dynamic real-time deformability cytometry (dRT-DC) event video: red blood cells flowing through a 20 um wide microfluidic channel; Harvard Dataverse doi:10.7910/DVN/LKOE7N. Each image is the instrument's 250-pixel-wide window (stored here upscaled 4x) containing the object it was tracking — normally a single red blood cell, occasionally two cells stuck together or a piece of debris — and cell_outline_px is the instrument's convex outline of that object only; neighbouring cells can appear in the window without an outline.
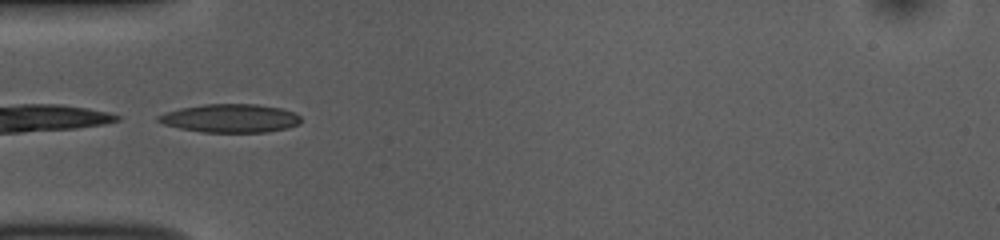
{"species": "common noctule bat (a hibernating species)", "species_latin": "Nyctalus noctula", "temperature_condition": "room temperature", "stored_images_in_passage": 21, "camera_frame_rate_fps": 3000, "um_per_image_px": 0.085, "animal": {"sex": "female", "body_mass_g": 10.0, "forearm_length_mm": 53.1}, "frame": {"image": 1, "passage_image": 1, "time_ms": 0.0, "image_size_px": [1000, 240], "cell_outline_px": [[300, 124], [288, 128], [268, 132], [204, 132], [180, 128], [164, 124], [156, 120], [156, 116], [164, 112], [180, 108], [204, 104], [256, 104], [280, 108], [296, 112], [300, 116]], "centroid_in_image_um": [19.59, 10.05], "position_along_channel_um": 65.4, "area_um2": 23.76}}
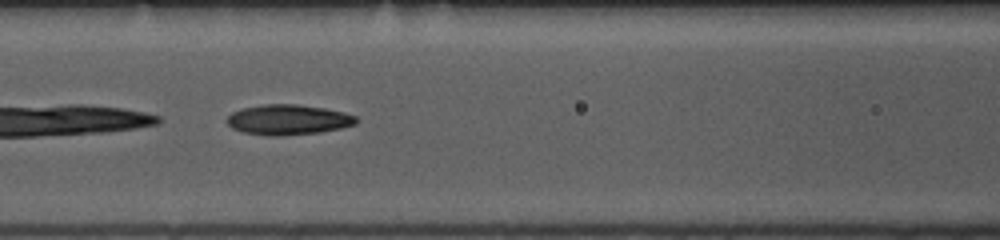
{"frame": {"image": 2, "passage_image": 7, "time_ms": 2.0, "image_size_px": [1000, 240], "cell_outline_px": [[360, 120], [356, 124], [340, 128], [320, 132], [272, 136], [244, 132], [232, 128], [228, 124], [228, 116], [232, 112], [244, 108], [264, 104], [296, 104], [324, 108], [344, 112], [356, 116]], "centroid_in_image_um": [24.53, 10.17], "position_along_channel_um": 142.1, "area_um2": 22.54}}
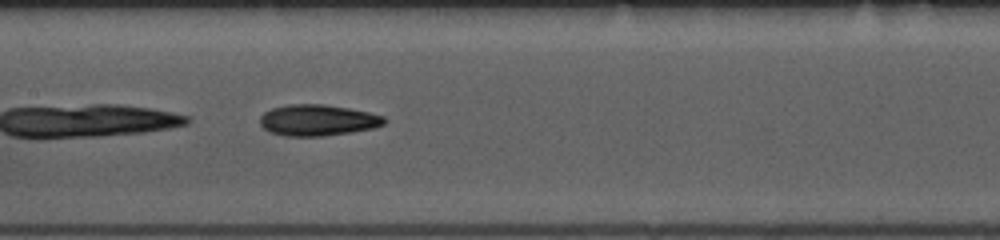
{"frame": {"image": 3, "passage_image": 10, "time_ms": 3.0, "image_size_px": [1000, 240], "cell_outline_px": [[388, 120], [384, 124], [372, 128], [352, 132], [324, 136], [284, 136], [268, 132], [260, 124], [260, 116], [264, 112], [272, 108], [292, 104], [324, 104], [348, 108], [368, 112], [384, 116]], "centroid_in_image_um": [27.0, 10.22], "position_along_channel_um": 180.4, "area_um2": 22.66}}